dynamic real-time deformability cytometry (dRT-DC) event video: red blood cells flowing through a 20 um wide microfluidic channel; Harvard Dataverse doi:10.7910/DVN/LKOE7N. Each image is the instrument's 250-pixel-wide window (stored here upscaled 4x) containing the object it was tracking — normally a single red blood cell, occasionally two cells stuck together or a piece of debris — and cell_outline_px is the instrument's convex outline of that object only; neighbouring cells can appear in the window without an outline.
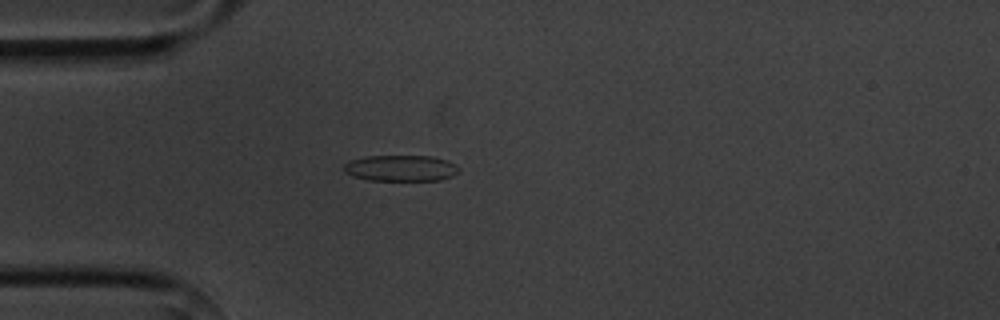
{"species": "common noctule bat (a hibernating species)", "species_latin": "Nyctalus noctula", "temperature_condition": "cold", "stored_images_in_passage": 3, "camera_frame_rate_fps": 3000, "um_per_image_px": 0.085, "animal": {"sex": "male", "body_mass_g": 20.1, "forearm_length_mm": 53.5}, "frame": {"image": 1, "passage_image": 3, "time_ms": 2.333, "image_size_px": [1000, 320], "cell_outline_px": [[460, 172], [452, 176], [440, 180], [368, 180], [352, 176], [344, 172], [344, 164], [352, 160], [364, 156], [432, 156], [448, 160], [456, 164], [460, 168]], "centroid_in_image_um": [34.1, 14.29], "position_along_channel_um": 50.9, "area_um2": 17.63}}